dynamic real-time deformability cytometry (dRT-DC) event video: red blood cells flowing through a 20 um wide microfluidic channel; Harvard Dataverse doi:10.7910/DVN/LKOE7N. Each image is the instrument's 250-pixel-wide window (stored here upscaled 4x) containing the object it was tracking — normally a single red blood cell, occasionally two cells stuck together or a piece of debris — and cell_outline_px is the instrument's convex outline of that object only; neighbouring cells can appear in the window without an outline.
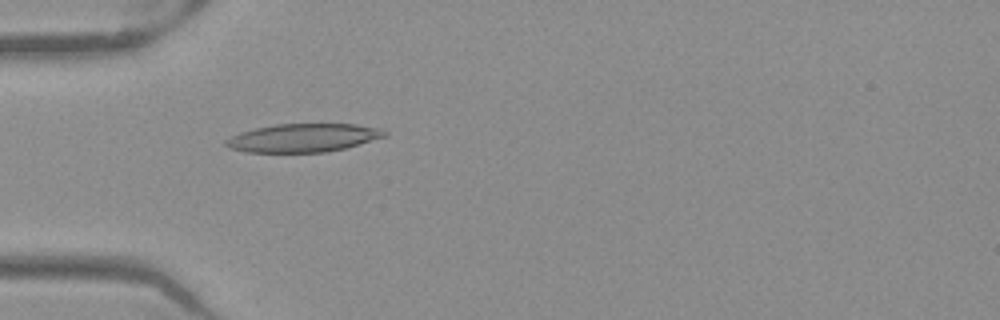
{"species": "Egyptian fruit bat (a non-hibernating species)", "species_latin": "Rousettus aegyptiacus", "temperature_condition": "warm", "stored_images_in_passage": 51, "camera_frame_rate_fps": 3000, "um_per_image_px": 0.085, "frame": {"image": 1, "passage_image": 16, "time_ms": 5.0, "image_size_px": [1000, 320], "cell_outline_px": [[388, 136], [344, 148], [324, 152], [244, 152], [228, 148], [224, 144], [224, 140], [240, 132], [256, 128], [276, 124], [356, 124], [380, 128], [388, 132]], "centroid_in_image_um": [25.76, 11.71], "position_along_channel_um": 59.2, "area_um2": 26.24}}
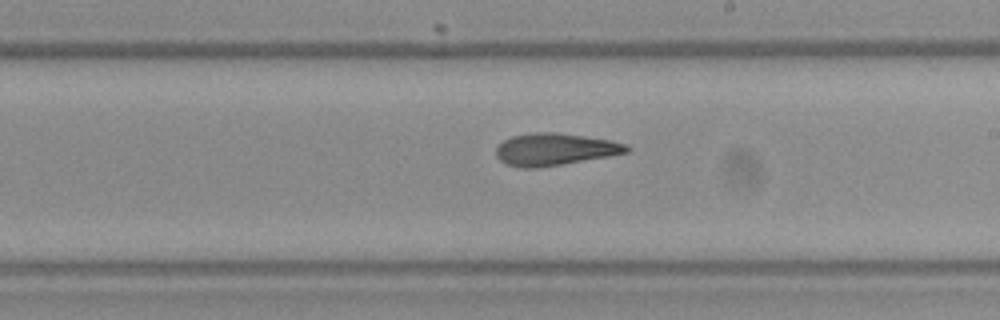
{"frame": {"image": 2, "passage_image": 30, "time_ms": 9.667, "image_size_px": [1000, 320], "cell_outline_px": [[632, 148], [628, 152], [608, 156], [536, 168], [520, 168], [504, 164], [496, 156], [496, 148], [504, 140], [512, 136], [532, 132], [556, 132], [612, 140], [628, 144]], "centroid_in_image_um": [47.15, 12.69], "position_along_channel_um": 241.8, "area_um2": 24.51}}
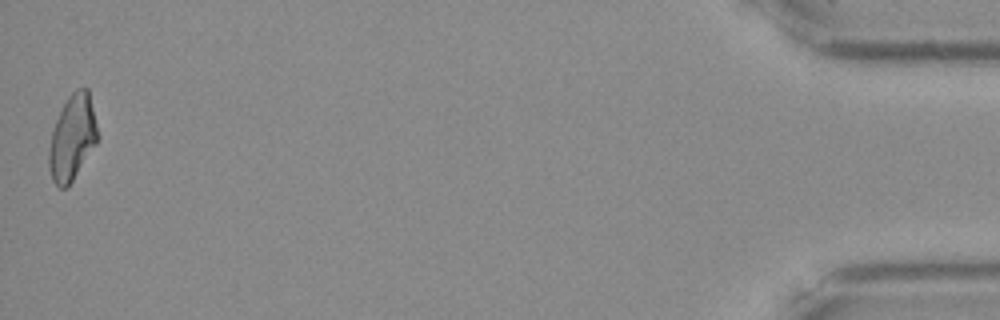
{"frame": {"image": 3, "passage_image": 51, "time_ms": 16.667, "image_size_px": [1000, 320], "cell_outline_px": [[100, 136], [96, 144], [68, 188], [60, 188], [52, 180], [48, 168], [48, 152], [52, 132], [56, 120], [68, 96], [76, 88], [88, 88]], "centroid_in_image_um": [6.16, 11.72], "position_along_channel_um": 429.0, "area_um2": 24.39}, "authors_computed_cell_mechanics": {"area_um2": 25.2008, "velocity_mm_per_s": 3.9867, "shape_relaxation_time_tau1_ms": 9.7677, "shape_relaxation_time_tau2_ms": 4.0086, "deformation_change_tau1": 0.2518, "deformation_change_tau2": 0.1407}}